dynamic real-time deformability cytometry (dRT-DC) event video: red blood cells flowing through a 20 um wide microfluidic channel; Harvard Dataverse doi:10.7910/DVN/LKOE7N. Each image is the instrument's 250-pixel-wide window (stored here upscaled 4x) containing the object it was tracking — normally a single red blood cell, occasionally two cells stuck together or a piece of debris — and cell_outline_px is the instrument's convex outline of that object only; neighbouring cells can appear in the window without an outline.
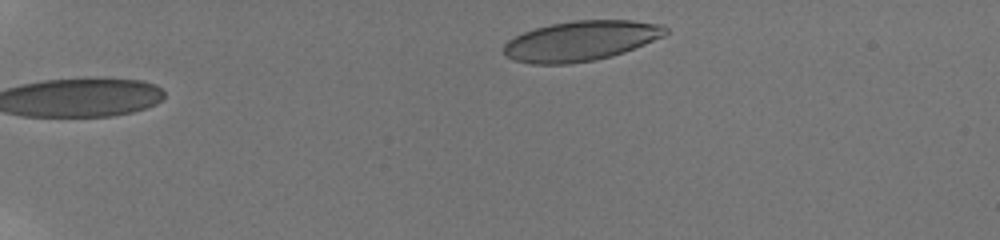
{"species": "human", "species_latin": "Homo sapiens", "temperature_condition": "room temperature", "stored_images_in_passage": 17, "segment_of_instrument_passage": [2, 2], "camera_frame_rate_fps": 3000, "um_per_image_px": 0.085, "donor": {"sex": "male"}, "frame": {"image": 1, "passage_image": 17, "time_ms": 4.333, "image_size_px": [1000, 240], "cell_outline_px": [[668, 32], [664, 36], [624, 52], [612, 56], [596, 60], [568, 64], [532, 64], [512, 60], [504, 52], [504, 44], [508, 40], [524, 32], [536, 28], [552, 24], [572, 20], [632, 20], [664, 24], [668, 28]], "centroid_in_image_um": [49.4, 3.47], "position_along_channel_um": 35.6, "area_um2": 37.8}}